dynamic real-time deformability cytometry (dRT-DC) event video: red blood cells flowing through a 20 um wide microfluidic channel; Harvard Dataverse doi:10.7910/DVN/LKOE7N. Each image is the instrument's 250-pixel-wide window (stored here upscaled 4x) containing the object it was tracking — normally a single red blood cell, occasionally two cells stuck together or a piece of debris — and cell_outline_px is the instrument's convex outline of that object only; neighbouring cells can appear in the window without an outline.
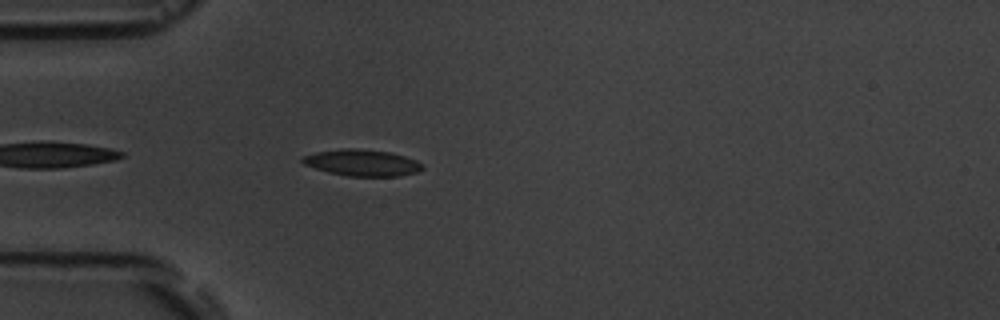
{"species": "common noctule bat (a hibernating species)", "species_latin": "Nyctalus noctula", "temperature_condition": "room temperature", "stored_images_in_passage": 4, "camera_frame_rate_fps": 3000, "um_per_image_px": 0.085, "animal": {"sex": "male", "body_mass_g": 19.5, "forearm_length_mm": 54.6}, "frame": {"image": 1, "passage_image": 4, "time_ms": 4.333, "image_size_px": [1000, 320], "cell_outline_px": [[424, 168], [416, 172], [400, 176], [348, 176], [328, 172], [304, 164], [300, 160], [300, 156], [316, 152], [340, 148], [356, 148], [388, 152], [404, 156], [416, 160], [424, 164]], "centroid_in_image_um": [30.76, 13.83], "position_along_channel_um": 54.2, "area_um2": 18.55}}